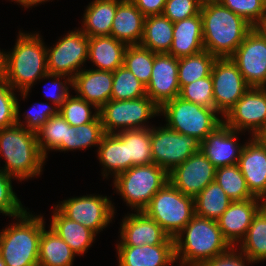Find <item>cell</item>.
<instances>
[{
	"mask_svg": "<svg viewBox=\"0 0 266 266\" xmlns=\"http://www.w3.org/2000/svg\"><path fill=\"white\" fill-rule=\"evenodd\" d=\"M231 202L221 186L213 181L194 197L195 215L217 221Z\"/></svg>",
	"mask_w": 266,
	"mask_h": 266,
	"instance_id": "cell-33",
	"label": "cell"
},
{
	"mask_svg": "<svg viewBox=\"0 0 266 266\" xmlns=\"http://www.w3.org/2000/svg\"><path fill=\"white\" fill-rule=\"evenodd\" d=\"M200 13L204 50L217 58L230 57L253 29L242 16L220 3L202 6Z\"/></svg>",
	"mask_w": 266,
	"mask_h": 266,
	"instance_id": "cell-2",
	"label": "cell"
},
{
	"mask_svg": "<svg viewBox=\"0 0 266 266\" xmlns=\"http://www.w3.org/2000/svg\"><path fill=\"white\" fill-rule=\"evenodd\" d=\"M174 24L163 14L147 16L140 45L154 53H169L173 43Z\"/></svg>",
	"mask_w": 266,
	"mask_h": 266,
	"instance_id": "cell-32",
	"label": "cell"
},
{
	"mask_svg": "<svg viewBox=\"0 0 266 266\" xmlns=\"http://www.w3.org/2000/svg\"><path fill=\"white\" fill-rule=\"evenodd\" d=\"M19 99L16 101V124L21 125L27 130L37 132L52 116L58 113V108L53 107L50 104L46 103H35L29 109L28 112H24V120L21 122L20 118V109H19ZM26 114V115H25Z\"/></svg>",
	"mask_w": 266,
	"mask_h": 266,
	"instance_id": "cell-42",
	"label": "cell"
},
{
	"mask_svg": "<svg viewBox=\"0 0 266 266\" xmlns=\"http://www.w3.org/2000/svg\"><path fill=\"white\" fill-rule=\"evenodd\" d=\"M113 204L107 196L89 194L68 198L55 207L65 217L82 224L97 235L114 219L116 209Z\"/></svg>",
	"mask_w": 266,
	"mask_h": 266,
	"instance_id": "cell-11",
	"label": "cell"
},
{
	"mask_svg": "<svg viewBox=\"0 0 266 266\" xmlns=\"http://www.w3.org/2000/svg\"><path fill=\"white\" fill-rule=\"evenodd\" d=\"M53 207L49 228L53 229L76 255H84L97 235L82 224L65 217L55 206Z\"/></svg>",
	"mask_w": 266,
	"mask_h": 266,
	"instance_id": "cell-28",
	"label": "cell"
},
{
	"mask_svg": "<svg viewBox=\"0 0 266 266\" xmlns=\"http://www.w3.org/2000/svg\"><path fill=\"white\" fill-rule=\"evenodd\" d=\"M16 91L5 81H0V129L16 124Z\"/></svg>",
	"mask_w": 266,
	"mask_h": 266,
	"instance_id": "cell-46",
	"label": "cell"
},
{
	"mask_svg": "<svg viewBox=\"0 0 266 266\" xmlns=\"http://www.w3.org/2000/svg\"><path fill=\"white\" fill-rule=\"evenodd\" d=\"M126 47L111 35L89 37L88 60L97 70L114 72L123 66Z\"/></svg>",
	"mask_w": 266,
	"mask_h": 266,
	"instance_id": "cell-26",
	"label": "cell"
},
{
	"mask_svg": "<svg viewBox=\"0 0 266 266\" xmlns=\"http://www.w3.org/2000/svg\"><path fill=\"white\" fill-rule=\"evenodd\" d=\"M76 254L53 230H42L38 266H72Z\"/></svg>",
	"mask_w": 266,
	"mask_h": 266,
	"instance_id": "cell-31",
	"label": "cell"
},
{
	"mask_svg": "<svg viewBox=\"0 0 266 266\" xmlns=\"http://www.w3.org/2000/svg\"><path fill=\"white\" fill-rule=\"evenodd\" d=\"M238 166L250 193L258 198L266 188V142L261 136L244 143Z\"/></svg>",
	"mask_w": 266,
	"mask_h": 266,
	"instance_id": "cell-20",
	"label": "cell"
},
{
	"mask_svg": "<svg viewBox=\"0 0 266 266\" xmlns=\"http://www.w3.org/2000/svg\"><path fill=\"white\" fill-rule=\"evenodd\" d=\"M117 134L126 142L128 169L153 163L151 128L123 130Z\"/></svg>",
	"mask_w": 266,
	"mask_h": 266,
	"instance_id": "cell-34",
	"label": "cell"
},
{
	"mask_svg": "<svg viewBox=\"0 0 266 266\" xmlns=\"http://www.w3.org/2000/svg\"><path fill=\"white\" fill-rule=\"evenodd\" d=\"M247 264H255L252 260L247 258L240 250L231 247L228 251L220 254L206 262L201 266H247Z\"/></svg>",
	"mask_w": 266,
	"mask_h": 266,
	"instance_id": "cell-49",
	"label": "cell"
},
{
	"mask_svg": "<svg viewBox=\"0 0 266 266\" xmlns=\"http://www.w3.org/2000/svg\"><path fill=\"white\" fill-rule=\"evenodd\" d=\"M13 176L6 174L0 168V213L5 216L15 217L23 214L27 209L23 207L17 194L13 191Z\"/></svg>",
	"mask_w": 266,
	"mask_h": 266,
	"instance_id": "cell-44",
	"label": "cell"
},
{
	"mask_svg": "<svg viewBox=\"0 0 266 266\" xmlns=\"http://www.w3.org/2000/svg\"><path fill=\"white\" fill-rule=\"evenodd\" d=\"M223 118L233 130L262 136L266 132V88H249Z\"/></svg>",
	"mask_w": 266,
	"mask_h": 266,
	"instance_id": "cell-13",
	"label": "cell"
},
{
	"mask_svg": "<svg viewBox=\"0 0 266 266\" xmlns=\"http://www.w3.org/2000/svg\"><path fill=\"white\" fill-rule=\"evenodd\" d=\"M121 0H93L85 9L79 29L88 37L111 35L117 5ZM83 27V28H82Z\"/></svg>",
	"mask_w": 266,
	"mask_h": 266,
	"instance_id": "cell-29",
	"label": "cell"
},
{
	"mask_svg": "<svg viewBox=\"0 0 266 266\" xmlns=\"http://www.w3.org/2000/svg\"><path fill=\"white\" fill-rule=\"evenodd\" d=\"M154 52L139 45H129L124 53L123 66L130 70L145 86L150 82Z\"/></svg>",
	"mask_w": 266,
	"mask_h": 266,
	"instance_id": "cell-38",
	"label": "cell"
},
{
	"mask_svg": "<svg viewBox=\"0 0 266 266\" xmlns=\"http://www.w3.org/2000/svg\"><path fill=\"white\" fill-rule=\"evenodd\" d=\"M16 221L0 231V255L7 266H38L43 215L27 210Z\"/></svg>",
	"mask_w": 266,
	"mask_h": 266,
	"instance_id": "cell-5",
	"label": "cell"
},
{
	"mask_svg": "<svg viewBox=\"0 0 266 266\" xmlns=\"http://www.w3.org/2000/svg\"><path fill=\"white\" fill-rule=\"evenodd\" d=\"M259 210L260 205L257 197L243 201H232L217 220L224 238L232 247H237L245 237L253 217Z\"/></svg>",
	"mask_w": 266,
	"mask_h": 266,
	"instance_id": "cell-21",
	"label": "cell"
},
{
	"mask_svg": "<svg viewBox=\"0 0 266 266\" xmlns=\"http://www.w3.org/2000/svg\"><path fill=\"white\" fill-rule=\"evenodd\" d=\"M250 88H266V38L253 27L230 56Z\"/></svg>",
	"mask_w": 266,
	"mask_h": 266,
	"instance_id": "cell-15",
	"label": "cell"
},
{
	"mask_svg": "<svg viewBox=\"0 0 266 266\" xmlns=\"http://www.w3.org/2000/svg\"><path fill=\"white\" fill-rule=\"evenodd\" d=\"M240 133L223 122L201 142L200 150L216 168L238 164L244 146L237 138Z\"/></svg>",
	"mask_w": 266,
	"mask_h": 266,
	"instance_id": "cell-19",
	"label": "cell"
},
{
	"mask_svg": "<svg viewBox=\"0 0 266 266\" xmlns=\"http://www.w3.org/2000/svg\"><path fill=\"white\" fill-rule=\"evenodd\" d=\"M146 94V86L125 66L113 72L112 100L137 99Z\"/></svg>",
	"mask_w": 266,
	"mask_h": 266,
	"instance_id": "cell-39",
	"label": "cell"
},
{
	"mask_svg": "<svg viewBox=\"0 0 266 266\" xmlns=\"http://www.w3.org/2000/svg\"><path fill=\"white\" fill-rule=\"evenodd\" d=\"M105 135L99 115L90 123L73 126V150L98 147Z\"/></svg>",
	"mask_w": 266,
	"mask_h": 266,
	"instance_id": "cell-43",
	"label": "cell"
},
{
	"mask_svg": "<svg viewBox=\"0 0 266 266\" xmlns=\"http://www.w3.org/2000/svg\"><path fill=\"white\" fill-rule=\"evenodd\" d=\"M97 158L103 166L102 176L115 178L128 170L126 142L117 134H105L97 148Z\"/></svg>",
	"mask_w": 266,
	"mask_h": 266,
	"instance_id": "cell-30",
	"label": "cell"
},
{
	"mask_svg": "<svg viewBox=\"0 0 266 266\" xmlns=\"http://www.w3.org/2000/svg\"><path fill=\"white\" fill-rule=\"evenodd\" d=\"M113 72L82 69L72 79L76 96L93 104L98 110L111 100Z\"/></svg>",
	"mask_w": 266,
	"mask_h": 266,
	"instance_id": "cell-22",
	"label": "cell"
},
{
	"mask_svg": "<svg viewBox=\"0 0 266 266\" xmlns=\"http://www.w3.org/2000/svg\"><path fill=\"white\" fill-rule=\"evenodd\" d=\"M1 157L5 167L0 168L20 182L38 177L47 160L40 151L36 132L18 124L0 129Z\"/></svg>",
	"mask_w": 266,
	"mask_h": 266,
	"instance_id": "cell-4",
	"label": "cell"
},
{
	"mask_svg": "<svg viewBox=\"0 0 266 266\" xmlns=\"http://www.w3.org/2000/svg\"><path fill=\"white\" fill-rule=\"evenodd\" d=\"M215 181L232 201H243L255 198L250 193L238 164L217 168Z\"/></svg>",
	"mask_w": 266,
	"mask_h": 266,
	"instance_id": "cell-37",
	"label": "cell"
},
{
	"mask_svg": "<svg viewBox=\"0 0 266 266\" xmlns=\"http://www.w3.org/2000/svg\"><path fill=\"white\" fill-rule=\"evenodd\" d=\"M88 49L89 37L85 33L79 28L69 31L52 47L46 45L48 72L73 79L88 61Z\"/></svg>",
	"mask_w": 266,
	"mask_h": 266,
	"instance_id": "cell-12",
	"label": "cell"
},
{
	"mask_svg": "<svg viewBox=\"0 0 266 266\" xmlns=\"http://www.w3.org/2000/svg\"><path fill=\"white\" fill-rule=\"evenodd\" d=\"M118 266H173L175 243L142 246H116Z\"/></svg>",
	"mask_w": 266,
	"mask_h": 266,
	"instance_id": "cell-23",
	"label": "cell"
},
{
	"mask_svg": "<svg viewBox=\"0 0 266 266\" xmlns=\"http://www.w3.org/2000/svg\"><path fill=\"white\" fill-rule=\"evenodd\" d=\"M238 247V250L255 263L266 260V211L260 209L253 217Z\"/></svg>",
	"mask_w": 266,
	"mask_h": 266,
	"instance_id": "cell-35",
	"label": "cell"
},
{
	"mask_svg": "<svg viewBox=\"0 0 266 266\" xmlns=\"http://www.w3.org/2000/svg\"><path fill=\"white\" fill-rule=\"evenodd\" d=\"M258 203L260 205V209L266 211V188L258 197Z\"/></svg>",
	"mask_w": 266,
	"mask_h": 266,
	"instance_id": "cell-54",
	"label": "cell"
},
{
	"mask_svg": "<svg viewBox=\"0 0 266 266\" xmlns=\"http://www.w3.org/2000/svg\"><path fill=\"white\" fill-rule=\"evenodd\" d=\"M16 2L18 5H22L25 9L41 4V0H11V2Z\"/></svg>",
	"mask_w": 266,
	"mask_h": 266,
	"instance_id": "cell-51",
	"label": "cell"
},
{
	"mask_svg": "<svg viewBox=\"0 0 266 266\" xmlns=\"http://www.w3.org/2000/svg\"><path fill=\"white\" fill-rule=\"evenodd\" d=\"M46 78L50 80L52 79V89L51 91L48 89L49 91H46L44 96L48 98L50 102H52V105L54 104L53 106L59 109L66 100V98L70 95L69 86L70 88H72V79L65 75H57L49 72L45 74L41 79L44 80Z\"/></svg>",
	"mask_w": 266,
	"mask_h": 266,
	"instance_id": "cell-48",
	"label": "cell"
},
{
	"mask_svg": "<svg viewBox=\"0 0 266 266\" xmlns=\"http://www.w3.org/2000/svg\"><path fill=\"white\" fill-rule=\"evenodd\" d=\"M98 113L105 134H115L123 130L151 128L148 120L160 116V108L148 96H143L131 100L111 99Z\"/></svg>",
	"mask_w": 266,
	"mask_h": 266,
	"instance_id": "cell-9",
	"label": "cell"
},
{
	"mask_svg": "<svg viewBox=\"0 0 266 266\" xmlns=\"http://www.w3.org/2000/svg\"><path fill=\"white\" fill-rule=\"evenodd\" d=\"M135 6L147 17L163 14L166 0H131Z\"/></svg>",
	"mask_w": 266,
	"mask_h": 266,
	"instance_id": "cell-50",
	"label": "cell"
},
{
	"mask_svg": "<svg viewBox=\"0 0 266 266\" xmlns=\"http://www.w3.org/2000/svg\"><path fill=\"white\" fill-rule=\"evenodd\" d=\"M145 16L131 0H121L117 5L111 36L129 45H139L144 33Z\"/></svg>",
	"mask_w": 266,
	"mask_h": 266,
	"instance_id": "cell-24",
	"label": "cell"
},
{
	"mask_svg": "<svg viewBox=\"0 0 266 266\" xmlns=\"http://www.w3.org/2000/svg\"><path fill=\"white\" fill-rule=\"evenodd\" d=\"M216 169L200 150L169 173V182L184 195L194 198L215 181Z\"/></svg>",
	"mask_w": 266,
	"mask_h": 266,
	"instance_id": "cell-16",
	"label": "cell"
},
{
	"mask_svg": "<svg viewBox=\"0 0 266 266\" xmlns=\"http://www.w3.org/2000/svg\"><path fill=\"white\" fill-rule=\"evenodd\" d=\"M159 115L165 117L166 126L202 142L223 123V117L214 108H207L179 96L165 102ZM222 119H221V118Z\"/></svg>",
	"mask_w": 266,
	"mask_h": 266,
	"instance_id": "cell-7",
	"label": "cell"
},
{
	"mask_svg": "<svg viewBox=\"0 0 266 266\" xmlns=\"http://www.w3.org/2000/svg\"><path fill=\"white\" fill-rule=\"evenodd\" d=\"M201 142L194 137L181 134L165 124L151 127V149L153 163L170 173L194 153L199 152Z\"/></svg>",
	"mask_w": 266,
	"mask_h": 266,
	"instance_id": "cell-10",
	"label": "cell"
},
{
	"mask_svg": "<svg viewBox=\"0 0 266 266\" xmlns=\"http://www.w3.org/2000/svg\"><path fill=\"white\" fill-rule=\"evenodd\" d=\"M219 3L242 16L253 27L266 14V0H220Z\"/></svg>",
	"mask_w": 266,
	"mask_h": 266,
	"instance_id": "cell-45",
	"label": "cell"
},
{
	"mask_svg": "<svg viewBox=\"0 0 266 266\" xmlns=\"http://www.w3.org/2000/svg\"><path fill=\"white\" fill-rule=\"evenodd\" d=\"M263 139H264V141L266 142V132L261 136Z\"/></svg>",
	"mask_w": 266,
	"mask_h": 266,
	"instance_id": "cell-57",
	"label": "cell"
},
{
	"mask_svg": "<svg viewBox=\"0 0 266 266\" xmlns=\"http://www.w3.org/2000/svg\"><path fill=\"white\" fill-rule=\"evenodd\" d=\"M211 77L214 109L224 117L250 87L230 57L216 59Z\"/></svg>",
	"mask_w": 266,
	"mask_h": 266,
	"instance_id": "cell-14",
	"label": "cell"
},
{
	"mask_svg": "<svg viewBox=\"0 0 266 266\" xmlns=\"http://www.w3.org/2000/svg\"><path fill=\"white\" fill-rule=\"evenodd\" d=\"M49 2V1H51V0H41V3H44V2Z\"/></svg>",
	"mask_w": 266,
	"mask_h": 266,
	"instance_id": "cell-58",
	"label": "cell"
},
{
	"mask_svg": "<svg viewBox=\"0 0 266 266\" xmlns=\"http://www.w3.org/2000/svg\"><path fill=\"white\" fill-rule=\"evenodd\" d=\"M120 242L116 246L160 245L175 243L164 229L143 211L129 213L120 225Z\"/></svg>",
	"mask_w": 266,
	"mask_h": 266,
	"instance_id": "cell-18",
	"label": "cell"
},
{
	"mask_svg": "<svg viewBox=\"0 0 266 266\" xmlns=\"http://www.w3.org/2000/svg\"><path fill=\"white\" fill-rule=\"evenodd\" d=\"M198 4L202 7L209 4L219 3L220 0H197Z\"/></svg>",
	"mask_w": 266,
	"mask_h": 266,
	"instance_id": "cell-55",
	"label": "cell"
},
{
	"mask_svg": "<svg viewBox=\"0 0 266 266\" xmlns=\"http://www.w3.org/2000/svg\"><path fill=\"white\" fill-rule=\"evenodd\" d=\"M179 97L192 103L214 108L213 80L211 75L184 85Z\"/></svg>",
	"mask_w": 266,
	"mask_h": 266,
	"instance_id": "cell-41",
	"label": "cell"
},
{
	"mask_svg": "<svg viewBox=\"0 0 266 266\" xmlns=\"http://www.w3.org/2000/svg\"><path fill=\"white\" fill-rule=\"evenodd\" d=\"M5 60H6V51L0 50V81L4 80L5 76Z\"/></svg>",
	"mask_w": 266,
	"mask_h": 266,
	"instance_id": "cell-52",
	"label": "cell"
},
{
	"mask_svg": "<svg viewBox=\"0 0 266 266\" xmlns=\"http://www.w3.org/2000/svg\"><path fill=\"white\" fill-rule=\"evenodd\" d=\"M265 38H266V14L261 20L254 26Z\"/></svg>",
	"mask_w": 266,
	"mask_h": 266,
	"instance_id": "cell-53",
	"label": "cell"
},
{
	"mask_svg": "<svg viewBox=\"0 0 266 266\" xmlns=\"http://www.w3.org/2000/svg\"><path fill=\"white\" fill-rule=\"evenodd\" d=\"M176 262L182 266H201L225 253L232 246L224 238L217 221L194 215L174 238Z\"/></svg>",
	"mask_w": 266,
	"mask_h": 266,
	"instance_id": "cell-3",
	"label": "cell"
},
{
	"mask_svg": "<svg viewBox=\"0 0 266 266\" xmlns=\"http://www.w3.org/2000/svg\"><path fill=\"white\" fill-rule=\"evenodd\" d=\"M47 73V52L42 36L39 32L19 31L14 48L6 52L4 80L26 99L36 81Z\"/></svg>",
	"mask_w": 266,
	"mask_h": 266,
	"instance_id": "cell-1",
	"label": "cell"
},
{
	"mask_svg": "<svg viewBox=\"0 0 266 266\" xmlns=\"http://www.w3.org/2000/svg\"><path fill=\"white\" fill-rule=\"evenodd\" d=\"M92 109H94V113ZM58 112L67 123L75 127L92 122L99 114L93 104L71 94L58 109Z\"/></svg>",
	"mask_w": 266,
	"mask_h": 266,
	"instance_id": "cell-40",
	"label": "cell"
},
{
	"mask_svg": "<svg viewBox=\"0 0 266 266\" xmlns=\"http://www.w3.org/2000/svg\"><path fill=\"white\" fill-rule=\"evenodd\" d=\"M113 185L126 206L143 211L151 202L152 197L169 182V173L160 166H133L113 178Z\"/></svg>",
	"mask_w": 266,
	"mask_h": 266,
	"instance_id": "cell-6",
	"label": "cell"
},
{
	"mask_svg": "<svg viewBox=\"0 0 266 266\" xmlns=\"http://www.w3.org/2000/svg\"><path fill=\"white\" fill-rule=\"evenodd\" d=\"M173 24V43L168 54L179 59L204 50L201 13Z\"/></svg>",
	"mask_w": 266,
	"mask_h": 266,
	"instance_id": "cell-25",
	"label": "cell"
},
{
	"mask_svg": "<svg viewBox=\"0 0 266 266\" xmlns=\"http://www.w3.org/2000/svg\"><path fill=\"white\" fill-rule=\"evenodd\" d=\"M0 266H7L0 255Z\"/></svg>",
	"mask_w": 266,
	"mask_h": 266,
	"instance_id": "cell-56",
	"label": "cell"
},
{
	"mask_svg": "<svg viewBox=\"0 0 266 266\" xmlns=\"http://www.w3.org/2000/svg\"><path fill=\"white\" fill-rule=\"evenodd\" d=\"M217 57L203 50L197 54L178 59V81L180 89L187 84L211 75Z\"/></svg>",
	"mask_w": 266,
	"mask_h": 266,
	"instance_id": "cell-36",
	"label": "cell"
},
{
	"mask_svg": "<svg viewBox=\"0 0 266 266\" xmlns=\"http://www.w3.org/2000/svg\"><path fill=\"white\" fill-rule=\"evenodd\" d=\"M36 138L40 151L46 158L49 150L73 151V126L59 112L36 132Z\"/></svg>",
	"mask_w": 266,
	"mask_h": 266,
	"instance_id": "cell-27",
	"label": "cell"
},
{
	"mask_svg": "<svg viewBox=\"0 0 266 266\" xmlns=\"http://www.w3.org/2000/svg\"><path fill=\"white\" fill-rule=\"evenodd\" d=\"M200 9L197 0H166L163 15L175 23L199 14Z\"/></svg>",
	"mask_w": 266,
	"mask_h": 266,
	"instance_id": "cell-47",
	"label": "cell"
},
{
	"mask_svg": "<svg viewBox=\"0 0 266 266\" xmlns=\"http://www.w3.org/2000/svg\"><path fill=\"white\" fill-rule=\"evenodd\" d=\"M147 96L160 108L165 102L179 96L178 58L168 53H154Z\"/></svg>",
	"mask_w": 266,
	"mask_h": 266,
	"instance_id": "cell-17",
	"label": "cell"
},
{
	"mask_svg": "<svg viewBox=\"0 0 266 266\" xmlns=\"http://www.w3.org/2000/svg\"><path fill=\"white\" fill-rule=\"evenodd\" d=\"M143 212L174 239L195 215L194 198L184 195L168 182L152 197Z\"/></svg>",
	"mask_w": 266,
	"mask_h": 266,
	"instance_id": "cell-8",
	"label": "cell"
}]
</instances>
